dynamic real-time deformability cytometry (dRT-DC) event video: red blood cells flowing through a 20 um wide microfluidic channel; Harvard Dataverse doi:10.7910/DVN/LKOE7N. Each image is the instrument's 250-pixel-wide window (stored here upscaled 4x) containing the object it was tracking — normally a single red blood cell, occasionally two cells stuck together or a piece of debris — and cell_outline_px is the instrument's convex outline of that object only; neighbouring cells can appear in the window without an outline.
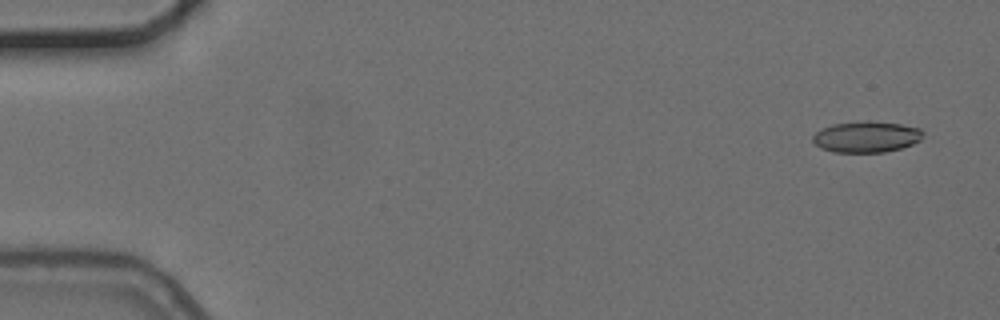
{"species": "common noctule bat (a hibernating species)", "species_latin": "Nyctalus noctula", "temperature_condition": "cold", "stored_images_in_passage": 5, "camera_frame_rate_fps": 3000, "um_per_image_px": 0.085, "animal": {"sex": "female", "body_mass_g": 24.6, "forearm_length_mm": 56.2}, "frame": {"image": 1, "passage_image": 1, "time_ms": 0.0, "image_size_px": [1000, 320], "cell_outline_px": [[924, 136], [920, 140], [912, 144], [900, 148], [884, 152], [832, 152], [820, 148], [812, 140], [812, 136], [816, 132], [832, 124], [868, 120], [872, 120], [900, 124], [920, 128], [924, 132]], "centroid_in_image_um": [73.65, 11.62], "position_along_channel_um": 11.3, "area_um2": 20.11}}
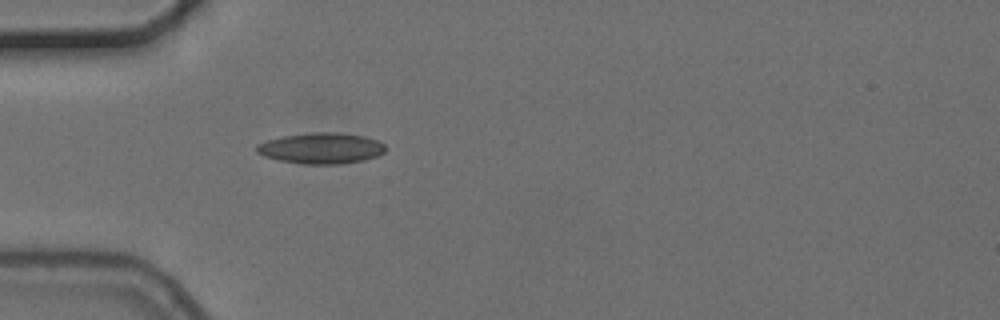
{"frame": {"image": 2, "passage_image": 5, "time_ms": 4.667, "image_size_px": [1000, 320], "cell_outline_px": [[388, 148], [384, 152], [376, 156], [364, 160], [340, 164], [304, 164], [280, 160], [264, 156], [256, 152], [256, 144], [268, 140], [284, 136], [312, 132], [336, 132], [364, 136], [380, 140]], "centroid_in_image_um": [27.34, 12.59], "position_along_channel_um": 57.7, "area_um2": 23.29}}